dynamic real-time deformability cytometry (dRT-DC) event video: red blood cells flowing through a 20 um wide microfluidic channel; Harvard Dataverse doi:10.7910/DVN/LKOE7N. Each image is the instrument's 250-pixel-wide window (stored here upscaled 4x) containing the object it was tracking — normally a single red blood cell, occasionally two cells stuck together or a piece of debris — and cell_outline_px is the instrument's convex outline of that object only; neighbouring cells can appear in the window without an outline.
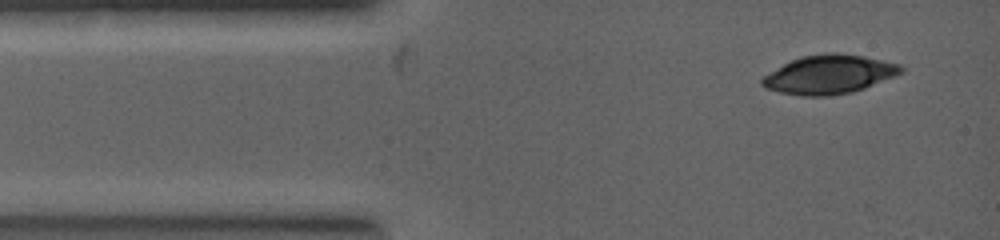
{"species": "common noctule bat (a hibernating species)", "species_latin": "Nyctalus noctula", "temperature_condition": "warm", "stored_images_in_passage": 2, "camera_frame_rate_fps": 5000, "um_per_image_px": 0.085, "animal": {"sex": "female", "body_mass_g": 19.0, "forearm_length_mm": 53.3}, "frame": {"image": 1, "passage_image": 1, "time_ms": 0.0, "image_size_px": [1000, 240], "cell_outline_px": [[904, 72], [864, 88], [852, 92], [828, 96], [804, 96], [780, 92], [764, 88], [760, 84], [760, 80], [764, 76], [784, 64], [800, 56], [828, 52], [836, 52], [864, 56], [900, 64], [904, 68]], "centroid_in_image_um": [70.48, 6.32], "position_along_channel_um": 14.5, "area_um2": 31.39}}